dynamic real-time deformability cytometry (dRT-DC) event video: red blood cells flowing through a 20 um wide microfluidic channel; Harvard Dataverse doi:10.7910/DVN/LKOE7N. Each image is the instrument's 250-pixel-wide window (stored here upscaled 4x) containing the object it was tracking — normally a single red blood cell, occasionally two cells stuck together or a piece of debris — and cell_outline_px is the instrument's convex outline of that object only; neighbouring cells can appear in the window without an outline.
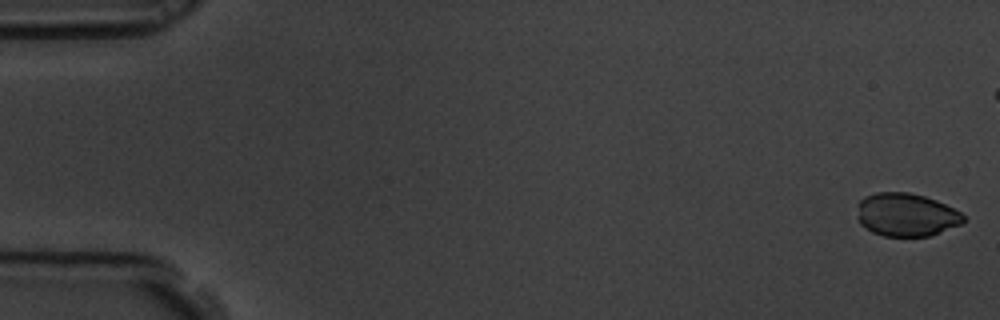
{"species": "common noctule bat (a hibernating species)", "species_latin": "Nyctalus noctula", "temperature_condition": "room temperature", "stored_images_in_passage": 51, "camera_frame_rate_fps": 3000, "um_per_image_px": 0.085, "animal": {"sex": "male", "body_mass_g": 19.5, "forearm_length_mm": 54.6}, "frame": {"image": 1, "passage_image": 1, "time_ms": 0.0, "image_size_px": [1000, 320], "cell_outline_px": [[968, 220], [960, 224], [928, 236], [884, 236], [872, 232], [860, 224], [856, 204], [864, 196], [876, 192], [908, 192], [924, 196], [936, 200], [960, 212]], "centroid_in_image_um": [77.0, 18.24], "position_along_channel_um": 8.0, "area_um2": 26.7}}
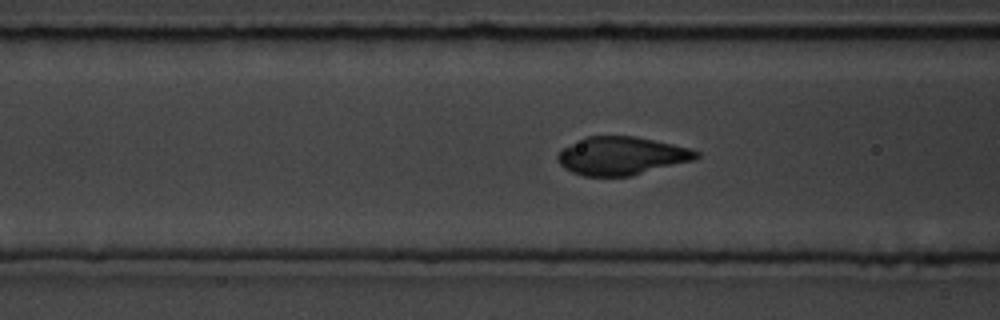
{"frame": {"image": 2, "passage_image": 23, "time_ms": 7.333, "image_size_px": [1000, 320], "cell_outline_px": [[700, 156], [696, 160], [632, 176], [584, 176], [572, 172], [564, 168], [556, 160], [556, 156], [564, 148], [584, 136], [636, 136], [672, 144], [688, 148], [700, 152]], "centroid_in_image_um": [52.85, 13.25], "position_along_channel_um": 113.8, "area_um2": 30.98}}
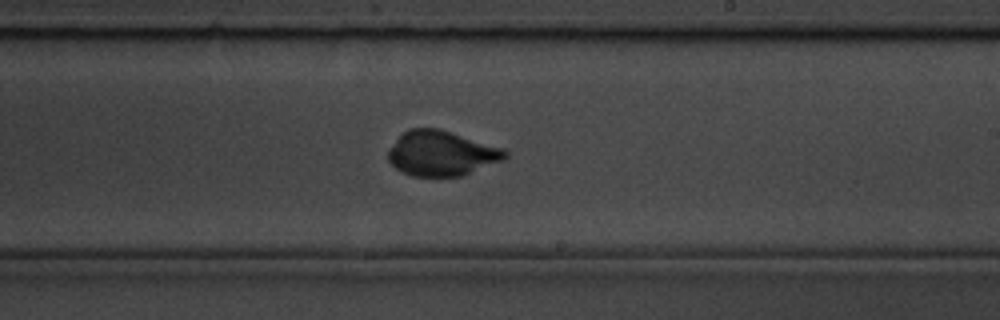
{"frame": {"image": 3, "passage_image": 35, "time_ms": 11.333, "image_size_px": [1000, 320], "cell_outline_px": [[508, 156], [504, 160], [464, 176], [412, 176], [400, 172], [388, 160], [388, 152], [396, 140], [408, 128], [440, 128], [500, 148], [508, 152]], "centroid_in_image_um": [37.52, 13.05], "position_along_channel_um": 251.5, "area_um2": 30.58}}